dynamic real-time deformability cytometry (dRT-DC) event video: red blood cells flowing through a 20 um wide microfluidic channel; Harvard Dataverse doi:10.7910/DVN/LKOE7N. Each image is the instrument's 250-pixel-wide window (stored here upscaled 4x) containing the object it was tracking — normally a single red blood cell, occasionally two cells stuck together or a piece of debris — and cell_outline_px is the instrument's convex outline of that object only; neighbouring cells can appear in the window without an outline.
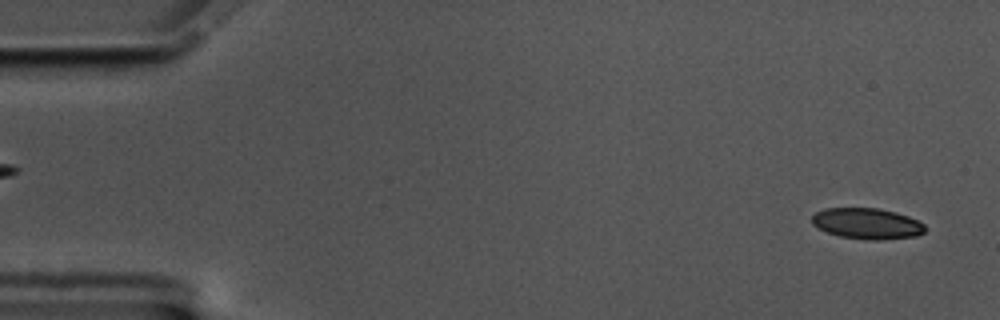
{"species": "common noctule bat (a hibernating species)", "species_latin": "Nyctalus noctula", "temperature_condition": "cold", "stored_images_in_passage": 57, "camera_frame_rate_fps": 3000, "um_per_image_px": 0.085, "animal": {"sex": "male", "body_mass_g": 17.5, "forearm_length_mm": 52.3}, "frame": {"image": 1, "passage_image": 2, "time_ms": 0.333, "image_size_px": [1000, 320], "cell_outline_px": [[928, 228], [924, 232], [916, 236], [876, 240], [868, 240], [840, 236], [828, 232], [812, 224], [812, 216], [816, 212], [824, 208], [876, 208], [896, 212], [908, 216], [924, 224]], "centroid_in_image_um": [73.72, 19.0], "position_along_channel_um": 11.3, "area_um2": 20.29}}
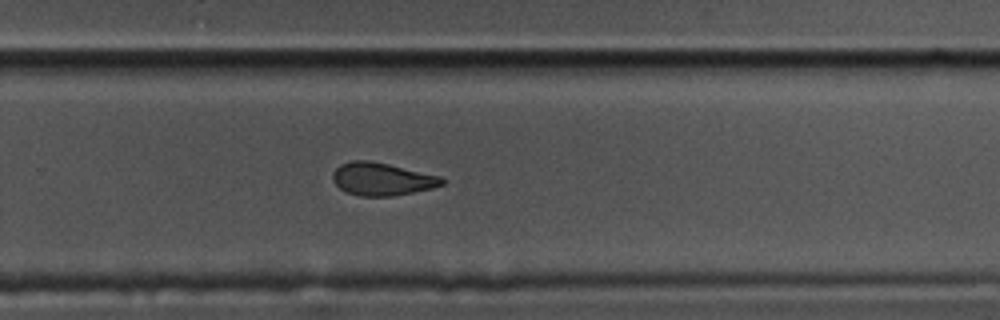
{"frame": {"image": 2, "passage_image": 37, "time_ms": 12.0, "image_size_px": [1000, 320], "cell_outline_px": [[444, 184], [432, 188], [392, 196], [360, 196], [344, 192], [332, 180], [332, 172], [340, 164], [352, 160], [368, 160], [388, 164], [440, 176], [444, 180]], "centroid_in_image_um": [32.42, 15.22], "position_along_channel_um": 297.4, "area_um2": 20.81}}
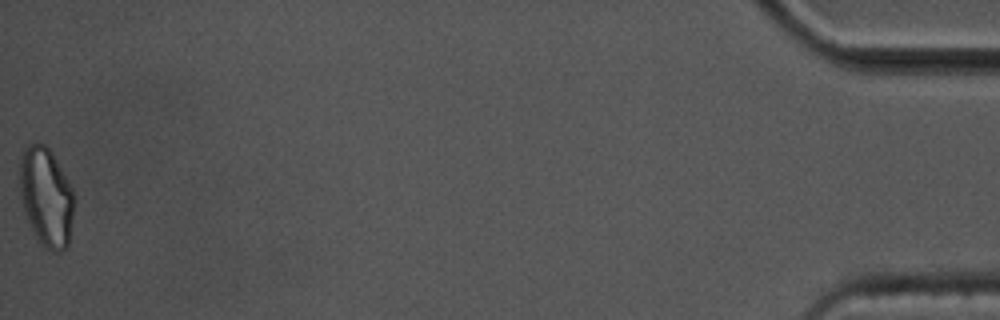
{"frame": {"image": 3, "passage_image": 57, "time_ms": 18.667, "image_size_px": [1000, 320], "cell_outline_px": [[72, 216], [68, 248], [60, 252], [52, 252], [36, 236], [24, 212], [20, 192], [20, 156], [24, 148], [28, 144], [44, 144], [52, 152], [68, 180], [72, 188]], "centroid_in_image_um": [3.92, 16.72], "position_along_channel_um": 431.3, "area_um2": 30.87}, "authors_computed_cell_mechanics": {"area_um2": 22.0218, "velocity_mm_per_s": 3.4941, "shape_relaxation_time_tau1_ms": 4.2862, "shape_relaxation_time_tau2_ms": 3.6607, "deformation_change_tau1": 0.1123, "deformation_change_tau2": 0.0868}}